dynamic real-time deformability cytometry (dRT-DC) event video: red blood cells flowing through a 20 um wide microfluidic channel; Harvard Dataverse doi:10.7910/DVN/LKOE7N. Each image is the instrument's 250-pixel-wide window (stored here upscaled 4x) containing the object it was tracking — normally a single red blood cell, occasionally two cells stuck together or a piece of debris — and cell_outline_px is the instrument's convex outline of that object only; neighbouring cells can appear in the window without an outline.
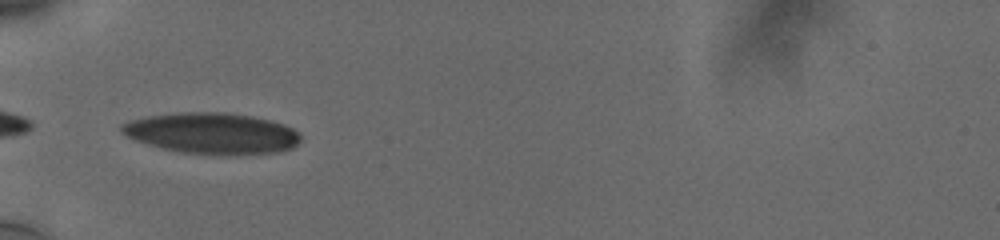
{"species": "human", "species_latin": "Homo sapiens", "temperature_condition": "cold", "stored_images_in_passage": 13, "camera_frame_rate_fps": 3000, "um_per_image_px": 0.085, "donor": {"sex": "male"}, "frame": {"image": 1, "passage_image": 1, "time_ms": 0.0, "image_size_px": [1000, 240], "cell_outline_px": [[300, 140], [292, 148], [280, 152], [228, 156], [184, 152], [164, 148], [148, 144], [136, 140], [128, 136], [120, 128], [120, 124], [132, 120], [148, 116], [176, 112], [224, 112], [252, 116], [284, 124], [292, 128], [300, 136]], "centroid_in_image_um": [18.05, 11.33], "position_along_channel_um": 66.9, "area_um2": 42.77}}
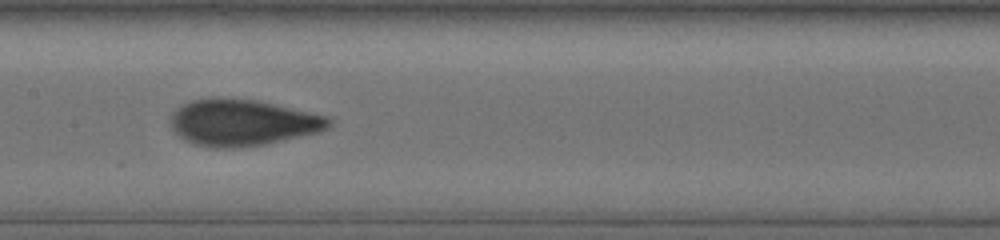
{"frame": {"image": 2, "passage_image": 10, "time_ms": 3.333, "image_size_px": [1000, 240], "cell_outline_px": [[332, 124], [316, 132], [264, 144], [240, 148], [212, 148], [192, 144], [180, 136], [172, 128], [172, 112], [176, 108], [192, 100], [212, 96], [216, 96], [256, 100], [324, 116], [332, 120]], "centroid_in_image_um": [20.52, 10.41], "position_along_channel_um": 186.9, "area_um2": 42.43}}
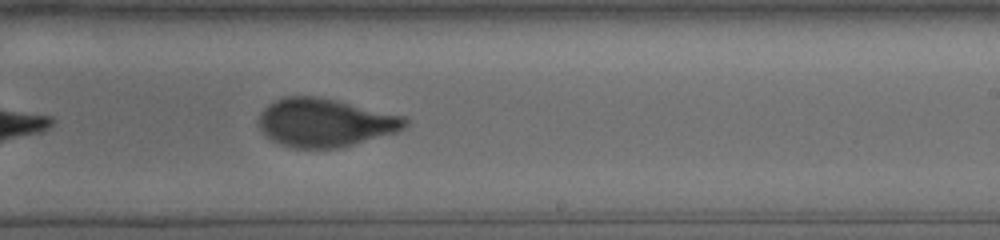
{"frame": {"image": 3, "passage_image": 13, "time_ms": 5.333, "image_size_px": [1000, 240], "cell_outline_px": [[408, 124], [404, 128], [396, 132], [340, 148], [292, 148], [280, 144], [272, 140], [260, 128], [260, 116], [264, 108], [276, 100], [284, 96], [316, 96], [336, 100], [404, 116], [408, 120]], "centroid_in_image_um": [27.64, 10.43], "position_along_channel_um": 261.4, "area_um2": 40.86}}